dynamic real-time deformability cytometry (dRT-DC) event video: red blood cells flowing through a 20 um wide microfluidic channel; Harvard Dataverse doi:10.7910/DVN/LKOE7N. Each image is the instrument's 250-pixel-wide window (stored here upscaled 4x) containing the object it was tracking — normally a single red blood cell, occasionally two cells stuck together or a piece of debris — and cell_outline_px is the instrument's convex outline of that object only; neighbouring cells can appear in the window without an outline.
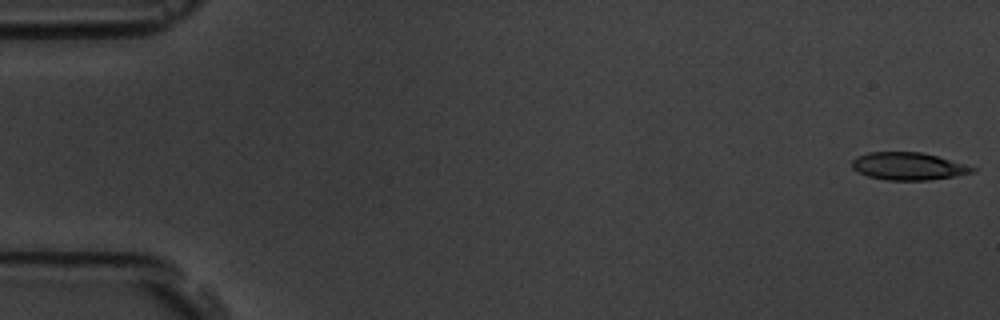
{"species": "common noctule bat (a hibernating species)", "species_latin": "Nyctalus noctula", "temperature_condition": "room temperature", "stored_images_in_passage": 57, "camera_frame_rate_fps": 3000, "um_per_image_px": 0.085, "animal": {"sex": "male", "body_mass_g": 19.5, "forearm_length_mm": 54.6}, "frame": {"image": 1, "passage_image": 1, "time_ms": 0.0, "image_size_px": [1000, 320], "cell_outline_px": [[976, 168], [972, 172], [956, 176], [928, 180], [884, 180], [868, 176], [852, 168], [852, 160], [856, 156], [868, 152], [920, 152], [936, 156]], "centroid_in_image_um": [77.14, 14.13], "position_along_channel_um": 7.9, "area_um2": 19.07}}
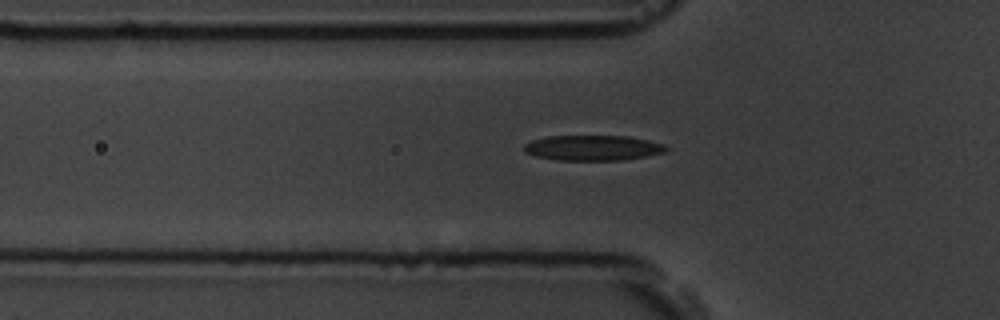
{"frame": {"image": 2, "passage_image": 19, "time_ms": 6.0, "image_size_px": [1000, 320], "cell_outline_px": [[668, 148], [664, 152], [624, 160], [556, 160], [536, 156], [524, 152], [524, 144], [532, 140], [548, 136], [628, 136], [648, 140], [664, 144]], "centroid_in_image_um": [50.37, 12.56], "position_along_channel_um": 75.4, "area_um2": 20.87}}
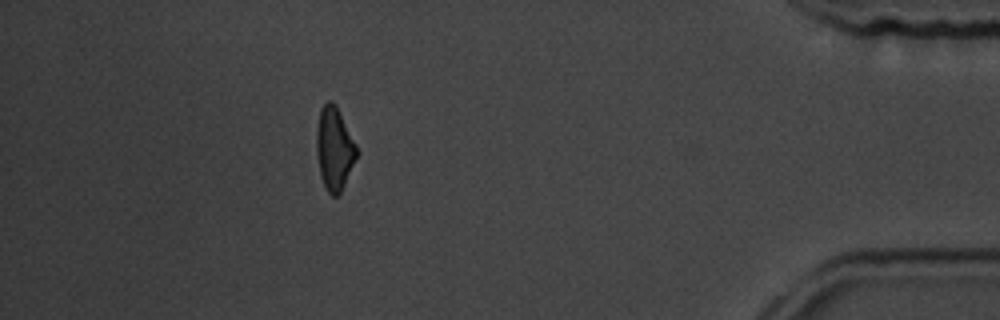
{"frame": {"image": 3, "passage_image": 51, "time_ms": 16.667, "image_size_px": [1000, 320], "cell_outline_px": [[356, 156], [344, 184], [340, 192], [336, 196], [332, 196], [328, 192], [320, 176], [316, 152], [316, 132], [320, 108], [328, 100], [332, 100], [336, 104], [356, 144]], "centroid_in_image_um": [28.38, 12.58], "position_along_channel_um": 406.8, "area_um2": 19.19}, "authors_computed_cell_mechanics": {"area_um2": 20.4034, "velocity_mm_per_s": 3.5791, "shape_relaxation_time_tau1_ms": 5.8535, "shape_relaxation_time_tau2_ms": 5.7042, "deformation_change_tau1": 0.1675, "deformation_change_tau2": 0.1782}}